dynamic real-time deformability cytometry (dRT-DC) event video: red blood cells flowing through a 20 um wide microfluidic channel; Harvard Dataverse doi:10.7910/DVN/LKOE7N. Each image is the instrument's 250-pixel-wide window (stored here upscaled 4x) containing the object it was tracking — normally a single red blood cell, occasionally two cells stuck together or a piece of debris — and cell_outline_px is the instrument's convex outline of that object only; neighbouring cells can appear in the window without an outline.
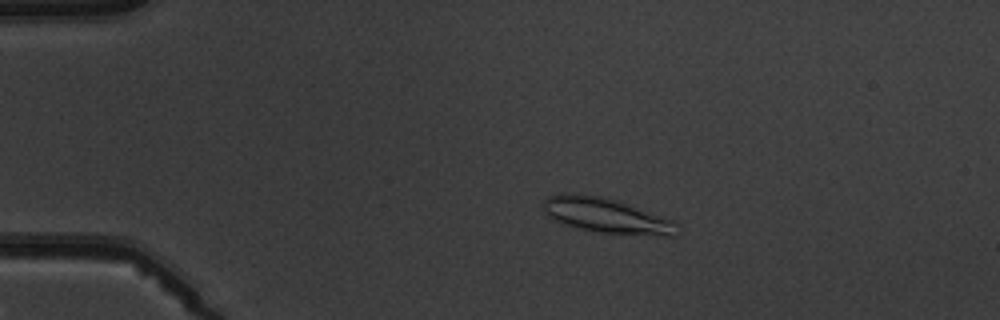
{"species": "common noctule bat (a hibernating species)", "species_latin": "Nyctalus noctula", "temperature_condition": "warm", "stored_images_in_passage": 7, "camera_frame_rate_fps": 3000, "um_per_image_px": 0.085, "animal": {"sex": "male", "body_mass_g": 19.5, "forearm_length_mm": 54.6}, "frame": {"image": 1, "passage_image": 4, "time_ms": 3.333, "image_size_px": [1000, 320], "cell_outline_px": [[680, 224], [676, 236], [664, 236], [600, 232], [580, 228], [564, 224], [552, 220], [544, 212], [544, 200], [548, 196], [564, 192], [572, 192], [600, 196], [616, 200], [672, 220]], "centroid_in_image_um": [51.52, 18.31], "position_along_channel_um": 33.5, "area_um2": 27.22}}
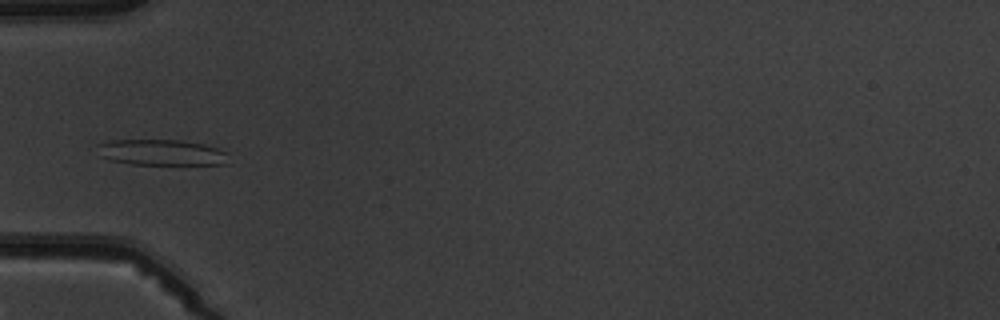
{"frame": {"image": 2, "passage_image": 6, "time_ms": 5.667, "image_size_px": [1000, 320], "cell_outline_px": [[228, 164], [132, 164], [108, 160], [96, 156], [96, 144], [112, 140], [180, 140], [204, 144], [228, 152]], "centroid_in_image_um": [13.65, 12.96], "position_along_channel_um": 71.3, "area_um2": 20.06}}